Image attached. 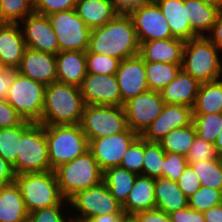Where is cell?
<instances>
[{"label": "cell", "instance_id": "1", "mask_svg": "<svg viewBox=\"0 0 222 222\" xmlns=\"http://www.w3.org/2000/svg\"><path fill=\"white\" fill-rule=\"evenodd\" d=\"M133 20L129 14H117L107 24L91 30L86 53H97L120 61L139 55Z\"/></svg>", "mask_w": 222, "mask_h": 222}, {"label": "cell", "instance_id": "2", "mask_svg": "<svg viewBox=\"0 0 222 222\" xmlns=\"http://www.w3.org/2000/svg\"><path fill=\"white\" fill-rule=\"evenodd\" d=\"M80 87L55 81L45 88L42 125L80 124L85 109Z\"/></svg>", "mask_w": 222, "mask_h": 222}, {"label": "cell", "instance_id": "3", "mask_svg": "<svg viewBox=\"0 0 222 222\" xmlns=\"http://www.w3.org/2000/svg\"><path fill=\"white\" fill-rule=\"evenodd\" d=\"M222 53L207 36L185 41L182 69L200 84L222 79Z\"/></svg>", "mask_w": 222, "mask_h": 222}, {"label": "cell", "instance_id": "4", "mask_svg": "<svg viewBox=\"0 0 222 222\" xmlns=\"http://www.w3.org/2000/svg\"><path fill=\"white\" fill-rule=\"evenodd\" d=\"M15 182L28 213L58 204H69L61 194L54 170L22 173L15 176Z\"/></svg>", "mask_w": 222, "mask_h": 222}, {"label": "cell", "instance_id": "5", "mask_svg": "<svg viewBox=\"0 0 222 222\" xmlns=\"http://www.w3.org/2000/svg\"><path fill=\"white\" fill-rule=\"evenodd\" d=\"M45 137L53 170L89 151V141L80 124L45 125Z\"/></svg>", "mask_w": 222, "mask_h": 222}, {"label": "cell", "instance_id": "6", "mask_svg": "<svg viewBox=\"0 0 222 222\" xmlns=\"http://www.w3.org/2000/svg\"><path fill=\"white\" fill-rule=\"evenodd\" d=\"M54 172L61 194L66 200L75 193L97 186L103 181V171L90 151L61 164Z\"/></svg>", "mask_w": 222, "mask_h": 222}, {"label": "cell", "instance_id": "7", "mask_svg": "<svg viewBox=\"0 0 222 222\" xmlns=\"http://www.w3.org/2000/svg\"><path fill=\"white\" fill-rule=\"evenodd\" d=\"M68 203L72 220L79 222H88L99 215L124 214L122 204L103 181L97 186L75 193L68 199Z\"/></svg>", "mask_w": 222, "mask_h": 222}, {"label": "cell", "instance_id": "8", "mask_svg": "<svg viewBox=\"0 0 222 222\" xmlns=\"http://www.w3.org/2000/svg\"><path fill=\"white\" fill-rule=\"evenodd\" d=\"M49 164L45 125L32 123L21 135L16 160V175L22 173L47 172Z\"/></svg>", "mask_w": 222, "mask_h": 222}, {"label": "cell", "instance_id": "9", "mask_svg": "<svg viewBox=\"0 0 222 222\" xmlns=\"http://www.w3.org/2000/svg\"><path fill=\"white\" fill-rule=\"evenodd\" d=\"M46 86L18 72L6 96V101L26 121L38 123L42 117Z\"/></svg>", "mask_w": 222, "mask_h": 222}, {"label": "cell", "instance_id": "10", "mask_svg": "<svg viewBox=\"0 0 222 222\" xmlns=\"http://www.w3.org/2000/svg\"><path fill=\"white\" fill-rule=\"evenodd\" d=\"M80 126L89 142L128 129L123 106L86 105Z\"/></svg>", "mask_w": 222, "mask_h": 222}, {"label": "cell", "instance_id": "11", "mask_svg": "<svg viewBox=\"0 0 222 222\" xmlns=\"http://www.w3.org/2000/svg\"><path fill=\"white\" fill-rule=\"evenodd\" d=\"M61 51H84L89 47L91 29L77 15L75 9L55 12L47 16Z\"/></svg>", "mask_w": 222, "mask_h": 222}, {"label": "cell", "instance_id": "12", "mask_svg": "<svg viewBox=\"0 0 222 222\" xmlns=\"http://www.w3.org/2000/svg\"><path fill=\"white\" fill-rule=\"evenodd\" d=\"M164 105L158 91L148 90L129 99L123 104L128 128L141 135L160 115Z\"/></svg>", "mask_w": 222, "mask_h": 222}, {"label": "cell", "instance_id": "13", "mask_svg": "<svg viewBox=\"0 0 222 222\" xmlns=\"http://www.w3.org/2000/svg\"><path fill=\"white\" fill-rule=\"evenodd\" d=\"M129 15L139 43L173 38L168 22L154 0L133 10Z\"/></svg>", "mask_w": 222, "mask_h": 222}, {"label": "cell", "instance_id": "14", "mask_svg": "<svg viewBox=\"0 0 222 222\" xmlns=\"http://www.w3.org/2000/svg\"><path fill=\"white\" fill-rule=\"evenodd\" d=\"M139 136L128 128L122 133L91 140L89 151L104 172L108 168L120 166L124 153Z\"/></svg>", "mask_w": 222, "mask_h": 222}, {"label": "cell", "instance_id": "15", "mask_svg": "<svg viewBox=\"0 0 222 222\" xmlns=\"http://www.w3.org/2000/svg\"><path fill=\"white\" fill-rule=\"evenodd\" d=\"M85 105L123 106L116 75L87 73L80 85Z\"/></svg>", "mask_w": 222, "mask_h": 222}, {"label": "cell", "instance_id": "16", "mask_svg": "<svg viewBox=\"0 0 222 222\" xmlns=\"http://www.w3.org/2000/svg\"><path fill=\"white\" fill-rule=\"evenodd\" d=\"M19 24L27 48L53 55L60 52L57 36L47 16L34 12Z\"/></svg>", "mask_w": 222, "mask_h": 222}, {"label": "cell", "instance_id": "17", "mask_svg": "<svg viewBox=\"0 0 222 222\" xmlns=\"http://www.w3.org/2000/svg\"><path fill=\"white\" fill-rule=\"evenodd\" d=\"M193 123V108L180 104H165L160 115L140 135L148 142H158L171 130Z\"/></svg>", "mask_w": 222, "mask_h": 222}, {"label": "cell", "instance_id": "18", "mask_svg": "<svg viewBox=\"0 0 222 222\" xmlns=\"http://www.w3.org/2000/svg\"><path fill=\"white\" fill-rule=\"evenodd\" d=\"M116 77L123 103L149 90L145 61L139 55L120 61Z\"/></svg>", "mask_w": 222, "mask_h": 222}, {"label": "cell", "instance_id": "19", "mask_svg": "<svg viewBox=\"0 0 222 222\" xmlns=\"http://www.w3.org/2000/svg\"><path fill=\"white\" fill-rule=\"evenodd\" d=\"M17 72L45 86L56 81V57L47 52L26 48Z\"/></svg>", "mask_w": 222, "mask_h": 222}, {"label": "cell", "instance_id": "20", "mask_svg": "<svg viewBox=\"0 0 222 222\" xmlns=\"http://www.w3.org/2000/svg\"><path fill=\"white\" fill-rule=\"evenodd\" d=\"M26 48L20 24L0 23V66L17 69Z\"/></svg>", "mask_w": 222, "mask_h": 222}, {"label": "cell", "instance_id": "21", "mask_svg": "<svg viewBox=\"0 0 222 222\" xmlns=\"http://www.w3.org/2000/svg\"><path fill=\"white\" fill-rule=\"evenodd\" d=\"M184 43L175 37L139 43V56L145 62L182 64Z\"/></svg>", "mask_w": 222, "mask_h": 222}, {"label": "cell", "instance_id": "22", "mask_svg": "<svg viewBox=\"0 0 222 222\" xmlns=\"http://www.w3.org/2000/svg\"><path fill=\"white\" fill-rule=\"evenodd\" d=\"M199 87L200 83L181 69L177 77L159 92L165 104H180L193 108Z\"/></svg>", "mask_w": 222, "mask_h": 222}, {"label": "cell", "instance_id": "23", "mask_svg": "<svg viewBox=\"0 0 222 222\" xmlns=\"http://www.w3.org/2000/svg\"><path fill=\"white\" fill-rule=\"evenodd\" d=\"M56 81L80 87L87 75L86 52L61 51L56 55Z\"/></svg>", "mask_w": 222, "mask_h": 222}, {"label": "cell", "instance_id": "24", "mask_svg": "<svg viewBox=\"0 0 222 222\" xmlns=\"http://www.w3.org/2000/svg\"><path fill=\"white\" fill-rule=\"evenodd\" d=\"M155 178L137 175L127 200L122 205L124 215H134L137 212L156 208Z\"/></svg>", "mask_w": 222, "mask_h": 222}, {"label": "cell", "instance_id": "25", "mask_svg": "<svg viewBox=\"0 0 222 222\" xmlns=\"http://www.w3.org/2000/svg\"><path fill=\"white\" fill-rule=\"evenodd\" d=\"M75 11L91 30L107 24L118 14L113 0H77Z\"/></svg>", "mask_w": 222, "mask_h": 222}, {"label": "cell", "instance_id": "26", "mask_svg": "<svg viewBox=\"0 0 222 222\" xmlns=\"http://www.w3.org/2000/svg\"><path fill=\"white\" fill-rule=\"evenodd\" d=\"M20 188L13 182L0 187V222H28Z\"/></svg>", "mask_w": 222, "mask_h": 222}, {"label": "cell", "instance_id": "27", "mask_svg": "<svg viewBox=\"0 0 222 222\" xmlns=\"http://www.w3.org/2000/svg\"><path fill=\"white\" fill-rule=\"evenodd\" d=\"M165 16L172 36L187 41L192 39V28L187 19L184 0H154Z\"/></svg>", "mask_w": 222, "mask_h": 222}, {"label": "cell", "instance_id": "28", "mask_svg": "<svg viewBox=\"0 0 222 222\" xmlns=\"http://www.w3.org/2000/svg\"><path fill=\"white\" fill-rule=\"evenodd\" d=\"M184 6L192 28V38L207 36L214 26L219 10L201 0H184Z\"/></svg>", "mask_w": 222, "mask_h": 222}, {"label": "cell", "instance_id": "29", "mask_svg": "<svg viewBox=\"0 0 222 222\" xmlns=\"http://www.w3.org/2000/svg\"><path fill=\"white\" fill-rule=\"evenodd\" d=\"M156 208L169 214L188 206V198L179 189L176 181L166 177L155 178Z\"/></svg>", "mask_w": 222, "mask_h": 222}, {"label": "cell", "instance_id": "30", "mask_svg": "<svg viewBox=\"0 0 222 222\" xmlns=\"http://www.w3.org/2000/svg\"><path fill=\"white\" fill-rule=\"evenodd\" d=\"M137 174L122 167H111L103 172V182L111 194L120 203L124 204L134 186Z\"/></svg>", "mask_w": 222, "mask_h": 222}, {"label": "cell", "instance_id": "31", "mask_svg": "<svg viewBox=\"0 0 222 222\" xmlns=\"http://www.w3.org/2000/svg\"><path fill=\"white\" fill-rule=\"evenodd\" d=\"M222 113V79L201 83L193 114Z\"/></svg>", "mask_w": 222, "mask_h": 222}, {"label": "cell", "instance_id": "32", "mask_svg": "<svg viewBox=\"0 0 222 222\" xmlns=\"http://www.w3.org/2000/svg\"><path fill=\"white\" fill-rule=\"evenodd\" d=\"M182 69V64L145 62V74L149 90L161 91L171 83Z\"/></svg>", "mask_w": 222, "mask_h": 222}, {"label": "cell", "instance_id": "33", "mask_svg": "<svg viewBox=\"0 0 222 222\" xmlns=\"http://www.w3.org/2000/svg\"><path fill=\"white\" fill-rule=\"evenodd\" d=\"M24 120L20 125L10 128H0V156L13 166L16 175V160L19 151V141L22 133L32 124Z\"/></svg>", "mask_w": 222, "mask_h": 222}, {"label": "cell", "instance_id": "34", "mask_svg": "<svg viewBox=\"0 0 222 222\" xmlns=\"http://www.w3.org/2000/svg\"><path fill=\"white\" fill-rule=\"evenodd\" d=\"M196 137L194 123L175 128L158 141L165 152L177 153L187 156Z\"/></svg>", "mask_w": 222, "mask_h": 222}, {"label": "cell", "instance_id": "35", "mask_svg": "<svg viewBox=\"0 0 222 222\" xmlns=\"http://www.w3.org/2000/svg\"><path fill=\"white\" fill-rule=\"evenodd\" d=\"M198 176L201 186L222 190V164L220 159L188 163Z\"/></svg>", "mask_w": 222, "mask_h": 222}, {"label": "cell", "instance_id": "36", "mask_svg": "<svg viewBox=\"0 0 222 222\" xmlns=\"http://www.w3.org/2000/svg\"><path fill=\"white\" fill-rule=\"evenodd\" d=\"M34 13V0H0V23L19 24Z\"/></svg>", "mask_w": 222, "mask_h": 222}, {"label": "cell", "instance_id": "37", "mask_svg": "<svg viewBox=\"0 0 222 222\" xmlns=\"http://www.w3.org/2000/svg\"><path fill=\"white\" fill-rule=\"evenodd\" d=\"M165 151L158 142L144 140L142 175L151 178L163 177Z\"/></svg>", "mask_w": 222, "mask_h": 222}, {"label": "cell", "instance_id": "38", "mask_svg": "<svg viewBox=\"0 0 222 222\" xmlns=\"http://www.w3.org/2000/svg\"><path fill=\"white\" fill-rule=\"evenodd\" d=\"M196 136L215 143L222 129V113L193 114Z\"/></svg>", "mask_w": 222, "mask_h": 222}, {"label": "cell", "instance_id": "39", "mask_svg": "<svg viewBox=\"0 0 222 222\" xmlns=\"http://www.w3.org/2000/svg\"><path fill=\"white\" fill-rule=\"evenodd\" d=\"M222 203V190L201 186L188 198V206L196 211L204 212Z\"/></svg>", "mask_w": 222, "mask_h": 222}, {"label": "cell", "instance_id": "40", "mask_svg": "<svg viewBox=\"0 0 222 222\" xmlns=\"http://www.w3.org/2000/svg\"><path fill=\"white\" fill-rule=\"evenodd\" d=\"M120 60L110 56L86 53L87 73L116 75Z\"/></svg>", "mask_w": 222, "mask_h": 222}, {"label": "cell", "instance_id": "41", "mask_svg": "<svg viewBox=\"0 0 222 222\" xmlns=\"http://www.w3.org/2000/svg\"><path fill=\"white\" fill-rule=\"evenodd\" d=\"M144 157V139L139 136L126 150L119 167L137 175H142Z\"/></svg>", "mask_w": 222, "mask_h": 222}, {"label": "cell", "instance_id": "42", "mask_svg": "<svg viewBox=\"0 0 222 222\" xmlns=\"http://www.w3.org/2000/svg\"><path fill=\"white\" fill-rule=\"evenodd\" d=\"M65 206L69 208V204H58L33 211L28 215V222H71L70 210Z\"/></svg>", "mask_w": 222, "mask_h": 222}, {"label": "cell", "instance_id": "43", "mask_svg": "<svg viewBox=\"0 0 222 222\" xmlns=\"http://www.w3.org/2000/svg\"><path fill=\"white\" fill-rule=\"evenodd\" d=\"M188 163L202 162L206 160L219 159L213 143L195 137L192 146L186 156Z\"/></svg>", "mask_w": 222, "mask_h": 222}, {"label": "cell", "instance_id": "44", "mask_svg": "<svg viewBox=\"0 0 222 222\" xmlns=\"http://www.w3.org/2000/svg\"><path fill=\"white\" fill-rule=\"evenodd\" d=\"M188 165L186 156L177 153L166 152L163 165V177L176 181Z\"/></svg>", "mask_w": 222, "mask_h": 222}, {"label": "cell", "instance_id": "45", "mask_svg": "<svg viewBox=\"0 0 222 222\" xmlns=\"http://www.w3.org/2000/svg\"><path fill=\"white\" fill-rule=\"evenodd\" d=\"M77 0H34V12L48 16L55 12L75 9Z\"/></svg>", "mask_w": 222, "mask_h": 222}, {"label": "cell", "instance_id": "46", "mask_svg": "<svg viewBox=\"0 0 222 222\" xmlns=\"http://www.w3.org/2000/svg\"><path fill=\"white\" fill-rule=\"evenodd\" d=\"M177 185L187 198L192 196L201 187L199 178L190 165H187L177 180Z\"/></svg>", "mask_w": 222, "mask_h": 222}, {"label": "cell", "instance_id": "47", "mask_svg": "<svg viewBox=\"0 0 222 222\" xmlns=\"http://www.w3.org/2000/svg\"><path fill=\"white\" fill-rule=\"evenodd\" d=\"M23 121L24 119L5 99H0V128L15 127Z\"/></svg>", "mask_w": 222, "mask_h": 222}, {"label": "cell", "instance_id": "48", "mask_svg": "<svg viewBox=\"0 0 222 222\" xmlns=\"http://www.w3.org/2000/svg\"><path fill=\"white\" fill-rule=\"evenodd\" d=\"M171 222H205L204 213L189 206L168 214Z\"/></svg>", "mask_w": 222, "mask_h": 222}, {"label": "cell", "instance_id": "49", "mask_svg": "<svg viewBox=\"0 0 222 222\" xmlns=\"http://www.w3.org/2000/svg\"><path fill=\"white\" fill-rule=\"evenodd\" d=\"M134 216L139 222H171L169 215L157 208L137 212Z\"/></svg>", "mask_w": 222, "mask_h": 222}, {"label": "cell", "instance_id": "50", "mask_svg": "<svg viewBox=\"0 0 222 222\" xmlns=\"http://www.w3.org/2000/svg\"><path fill=\"white\" fill-rule=\"evenodd\" d=\"M16 73L17 69H9L0 66V99H6Z\"/></svg>", "mask_w": 222, "mask_h": 222}, {"label": "cell", "instance_id": "51", "mask_svg": "<svg viewBox=\"0 0 222 222\" xmlns=\"http://www.w3.org/2000/svg\"><path fill=\"white\" fill-rule=\"evenodd\" d=\"M151 1L152 0H113L118 14H130L133 10Z\"/></svg>", "mask_w": 222, "mask_h": 222}, {"label": "cell", "instance_id": "52", "mask_svg": "<svg viewBox=\"0 0 222 222\" xmlns=\"http://www.w3.org/2000/svg\"><path fill=\"white\" fill-rule=\"evenodd\" d=\"M207 38L222 52V10L218 12L214 26Z\"/></svg>", "mask_w": 222, "mask_h": 222}, {"label": "cell", "instance_id": "53", "mask_svg": "<svg viewBox=\"0 0 222 222\" xmlns=\"http://www.w3.org/2000/svg\"><path fill=\"white\" fill-rule=\"evenodd\" d=\"M13 166L0 156V187L15 182Z\"/></svg>", "mask_w": 222, "mask_h": 222}, {"label": "cell", "instance_id": "54", "mask_svg": "<svg viewBox=\"0 0 222 222\" xmlns=\"http://www.w3.org/2000/svg\"><path fill=\"white\" fill-rule=\"evenodd\" d=\"M205 222H222V203L203 212Z\"/></svg>", "mask_w": 222, "mask_h": 222}, {"label": "cell", "instance_id": "55", "mask_svg": "<svg viewBox=\"0 0 222 222\" xmlns=\"http://www.w3.org/2000/svg\"><path fill=\"white\" fill-rule=\"evenodd\" d=\"M124 214H105L91 218L88 222H122Z\"/></svg>", "mask_w": 222, "mask_h": 222}, {"label": "cell", "instance_id": "56", "mask_svg": "<svg viewBox=\"0 0 222 222\" xmlns=\"http://www.w3.org/2000/svg\"><path fill=\"white\" fill-rule=\"evenodd\" d=\"M214 146H215L218 156H221L222 155V129L217 136Z\"/></svg>", "mask_w": 222, "mask_h": 222}, {"label": "cell", "instance_id": "57", "mask_svg": "<svg viewBox=\"0 0 222 222\" xmlns=\"http://www.w3.org/2000/svg\"><path fill=\"white\" fill-rule=\"evenodd\" d=\"M203 3L213 6L219 11L222 10V0H201Z\"/></svg>", "mask_w": 222, "mask_h": 222}, {"label": "cell", "instance_id": "58", "mask_svg": "<svg viewBox=\"0 0 222 222\" xmlns=\"http://www.w3.org/2000/svg\"><path fill=\"white\" fill-rule=\"evenodd\" d=\"M122 222H139V220L134 215H124Z\"/></svg>", "mask_w": 222, "mask_h": 222}, {"label": "cell", "instance_id": "59", "mask_svg": "<svg viewBox=\"0 0 222 222\" xmlns=\"http://www.w3.org/2000/svg\"><path fill=\"white\" fill-rule=\"evenodd\" d=\"M219 159H220V162H221V164H222V155H221V156H219Z\"/></svg>", "mask_w": 222, "mask_h": 222}]
</instances>
